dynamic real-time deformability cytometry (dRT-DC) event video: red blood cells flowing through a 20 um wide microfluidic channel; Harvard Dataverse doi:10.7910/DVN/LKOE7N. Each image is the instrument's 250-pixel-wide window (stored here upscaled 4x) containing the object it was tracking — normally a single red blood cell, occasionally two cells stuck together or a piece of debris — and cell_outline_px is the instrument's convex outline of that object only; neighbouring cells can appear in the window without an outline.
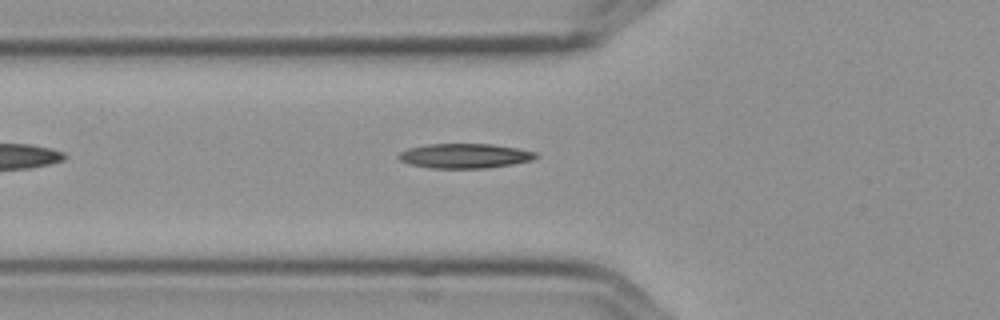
{"species": "Egyptian fruit bat (a non-hibernating species)", "species_latin": "Rousettus aegyptiacus", "temperature_condition": "cold", "stored_images_in_passage": 6, "segment_of_instrument_passage": [2, 2], "camera_frame_rate_fps": 3000, "um_per_image_px": 0.085, "frame": {"image": 1, "passage_image": 6, "time_ms": 1.667, "image_size_px": [1000, 320], "cell_outline_px": [[540, 156], [532, 160], [512, 164], [488, 168], [428, 168], [408, 164], [400, 160], [396, 156], [400, 152], [408, 148], [424, 144], [492, 144], [516, 148], [536, 152]], "centroid_in_image_um": [39.47, 13.25], "position_along_channel_um": 86.3, "area_um2": 19.88}}